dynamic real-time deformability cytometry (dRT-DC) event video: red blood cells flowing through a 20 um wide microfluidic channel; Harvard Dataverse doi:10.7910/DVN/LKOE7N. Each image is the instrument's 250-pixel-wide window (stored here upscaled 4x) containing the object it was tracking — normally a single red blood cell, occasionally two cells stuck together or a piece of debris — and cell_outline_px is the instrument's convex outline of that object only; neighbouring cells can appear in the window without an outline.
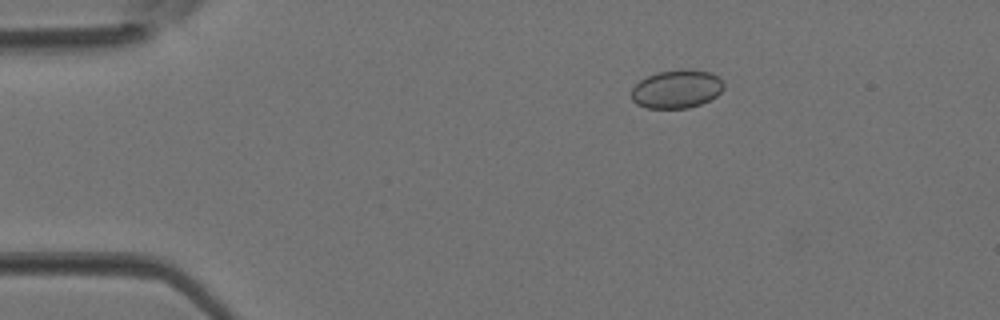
{"species": "Egyptian fruit bat (a non-hibernating species)", "species_latin": "Rousettus aegyptiacus", "temperature_condition": "room temperature", "stored_images_in_passage": 4, "camera_frame_rate_fps": 3000, "um_per_image_px": 0.085, "animal": {"sex": "female"}, "frame": {"image": 1, "passage_image": 2, "time_ms": 0.333, "image_size_px": [1000, 320], "cell_outline_px": [[724, 88], [716, 96], [700, 104], [688, 108], [648, 108], [636, 104], [632, 100], [632, 88], [640, 80], [648, 76], [660, 72], [712, 72], [720, 76], [724, 80]], "centroid_in_image_um": [57.53, 7.61], "position_along_channel_um": 27.5, "area_um2": 20.06}}
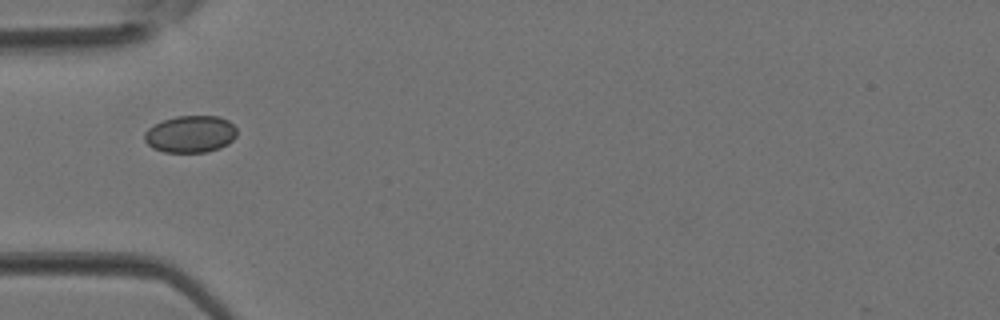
{"frame": {"image": 2, "passage_image": 3, "time_ms": 0.667, "image_size_px": [1000, 320], "cell_outline_px": [[236, 136], [228, 144], [220, 148], [204, 152], [164, 152], [152, 148], [144, 140], [144, 132], [148, 128], [164, 120], [176, 116], [220, 116], [228, 120], [236, 128]], "centroid_in_image_um": [16.19, 11.4], "position_along_channel_um": 68.8, "area_um2": 19.94}}
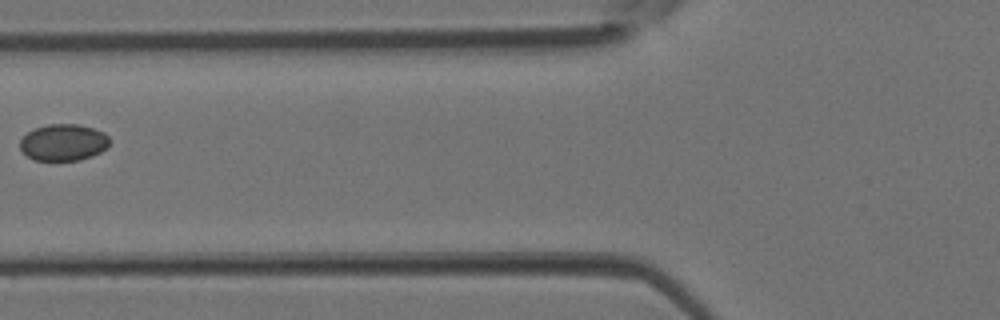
{"frame": {"image": 3, "passage_image": 4, "time_ms": 1.0, "image_size_px": [1000, 320], "cell_outline_px": [[108, 148], [92, 156], [80, 160], [32, 160], [20, 148], [20, 140], [28, 132], [36, 128], [48, 124], [76, 124], [92, 128], [104, 132], [108, 136]], "centroid_in_image_um": [5.4, 12.11], "position_along_channel_um": 120.4, "area_um2": 19.02}}